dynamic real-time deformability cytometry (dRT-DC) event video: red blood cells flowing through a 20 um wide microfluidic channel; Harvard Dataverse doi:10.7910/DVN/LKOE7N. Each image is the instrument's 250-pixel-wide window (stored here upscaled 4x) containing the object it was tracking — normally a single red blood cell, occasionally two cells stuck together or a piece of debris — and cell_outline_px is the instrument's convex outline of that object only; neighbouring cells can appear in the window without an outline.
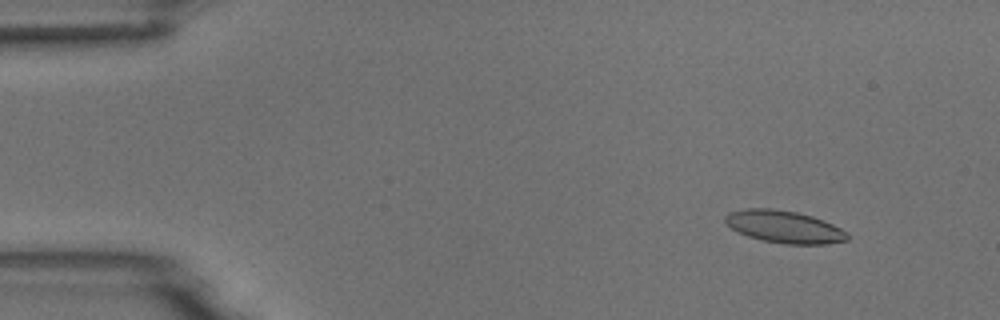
{"species": "common noctule bat (a hibernating species)", "species_latin": "Nyctalus noctula", "temperature_condition": "room temperature", "stored_images_in_passage": 50, "camera_frame_rate_fps": 3000, "um_per_image_px": 0.085, "animal": {"sex": "male", "body_mass_g": 18.8}, "frame": {"image": 1, "passage_image": 1, "time_ms": 0.0, "image_size_px": [1000, 320], "cell_outline_px": [[848, 240], [828, 244], [784, 244], [764, 240], [748, 236], [736, 232], [724, 220], [724, 216], [728, 212], [748, 208], [772, 208], [796, 212], [812, 216], [832, 224], [848, 232]], "centroid_in_image_um": [66.65, 19.27], "position_along_channel_um": 18.3, "area_um2": 23.0}}
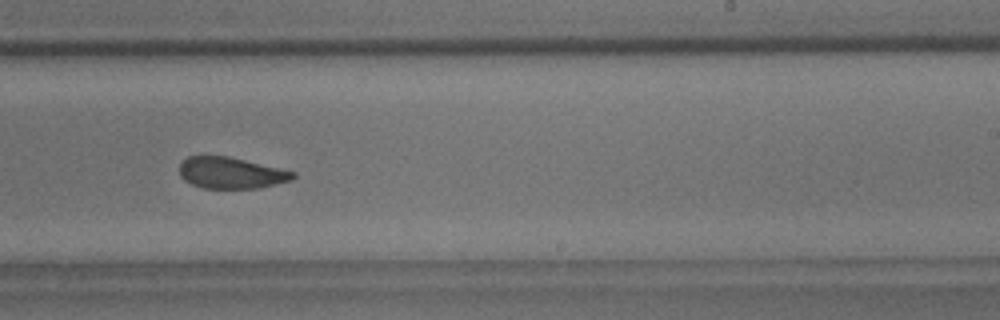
{"frame": {"image": 2, "passage_image": 29, "time_ms": 9.333, "image_size_px": [1000, 320], "cell_outline_px": [[296, 176], [292, 180], [260, 188], [204, 188], [192, 184], [184, 180], [180, 176], [180, 164], [188, 156], [228, 156], [296, 172]], "centroid_in_image_um": [19.65, 14.7], "position_along_channel_um": 269.4, "area_um2": 20.63}}
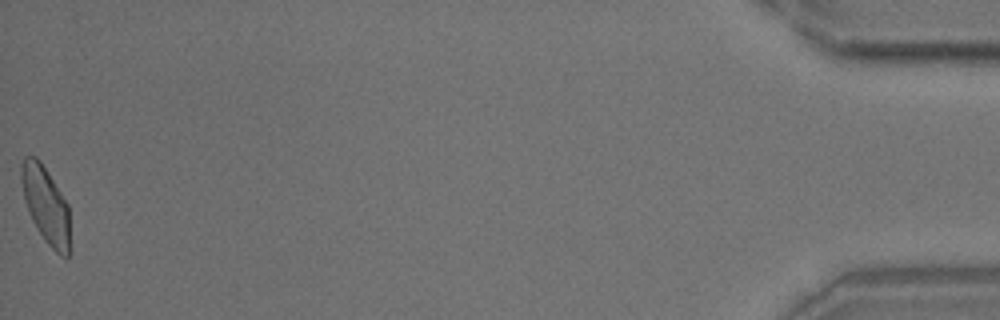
{"frame": {"image": 3, "passage_image": 50, "time_ms": 16.333, "image_size_px": [1000, 320], "cell_outline_px": [[68, 260], [60, 256], [44, 240], [32, 220], [24, 200], [20, 180], [20, 164], [24, 156], [36, 156], [40, 160], [68, 204]], "centroid_in_image_um": [3.85, 17.38], "position_along_channel_um": 431.4, "area_um2": 21.62}, "authors_computed_cell_mechanics": {"area_um2": 22.4842, "velocity_mm_per_s": 3.7024, "shape_relaxation_time_tau1_ms": 7.99, "shape_relaxation_time_tau2_ms": 1.6421, "deformation_change_tau1": 0.1709, "deformation_change_tau2": 0.0729}}